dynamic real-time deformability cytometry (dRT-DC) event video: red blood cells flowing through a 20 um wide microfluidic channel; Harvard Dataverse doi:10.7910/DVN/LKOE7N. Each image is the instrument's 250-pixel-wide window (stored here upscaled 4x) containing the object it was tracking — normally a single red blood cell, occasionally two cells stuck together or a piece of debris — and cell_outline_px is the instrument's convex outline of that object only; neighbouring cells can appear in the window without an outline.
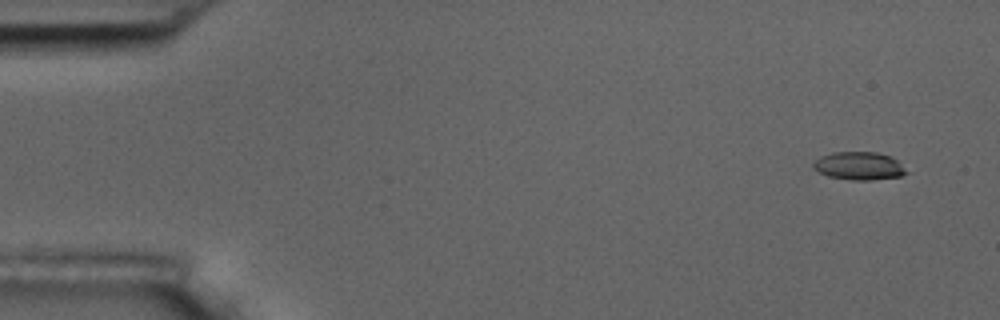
{"species": "common noctule bat (a hibernating species)", "species_latin": "Nyctalus noctula", "temperature_condition": "room temperature", "stored_images_in_passage": 6, "camera_frame_rate_fps": 3000, "um_per_image_px": 0.085, "animal": {"sex": "male", "body_mass_g": 17.5, "forearm_length_mm": 52.3}, "frame": {"image": 1, "passage_image": 1, "time_ms": 0.0, "image_size_px": [1000, 320], "cell_outline_px": [[912, 172], [900, 176], [872, 180], [852, 180], [828, 176], [812, 168], [812, 164], [820, 156], [832, 152], [876, 152], [892, 156]], "centroid_in_image_um": [73.07, 14.1], "position_along_channel_um": 11.9, "area_um2": 15.43}}
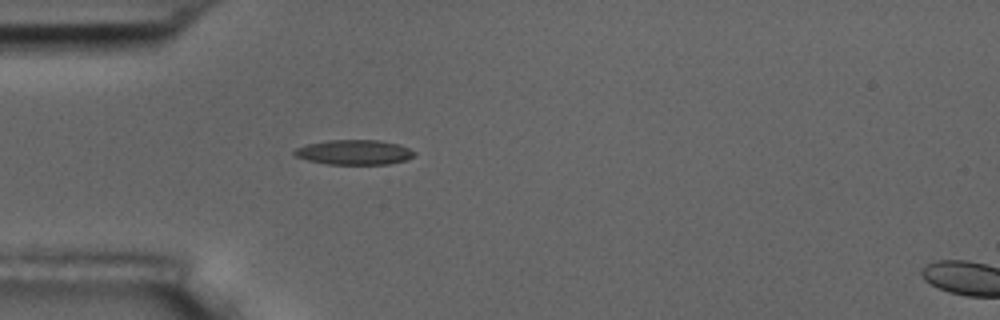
{"frame": {"image": 2, "passage_image": 5, "time_ms": 4.333, "image_size_px": [1000, 320], "cell_outline_px": [[416, 156], [408, 160], [388, 164], [328, 164], [308, 160], [296, 156], [292, 152], [296, 148], [308, 144], [328, 140], [380, 140], [400, 144], [416, 152]], "centroid_in_image_um": [30.17, 12.94], "position_along_channel_um": 54.8, "area_um2": 17.46}}